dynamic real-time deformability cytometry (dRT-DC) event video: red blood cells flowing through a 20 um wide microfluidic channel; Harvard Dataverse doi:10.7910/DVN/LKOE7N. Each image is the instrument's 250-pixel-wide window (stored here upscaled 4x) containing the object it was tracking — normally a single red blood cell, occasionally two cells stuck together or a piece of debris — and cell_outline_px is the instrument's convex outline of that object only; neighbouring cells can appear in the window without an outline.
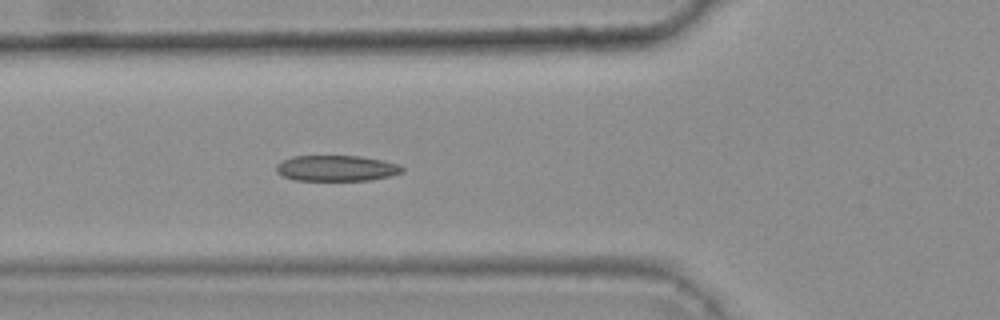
{"species": "common noctule bat (a hibernating species)", "species_latin": "Nyctalus noctula", "temperature_condition": "warm", "stored_images_in_passage": 32, "camera_frame_rate_fps": 3000, "um_per_image_px": 0.085, "animal": {"sex": "female", "body_mass_g": 25.1}, "frame": {"image": 1, "passage_image": 5, "time_ms": 1.333, "image_size_px": [1000, 320], "cell_outline_px": [[404, 172], [392, 176], [368, 180], [296, 180], [284, 176], [276, 172], [276, 164], [292, 156], [360, 156], [400, 164], [404, 168]], "centroid_in_image_um": [28.63, 14.3], "position_along_channel_um": 97.2, "area_um2": 18.9}, "authors_computed_cell_mechanics": {"area_um2": 18.6694, "velocity_mm_per_s": 3.7151, "shape_relaxation_time_tau1_ms": null, "shape_relaxation_time_tau2_ms": 2.5075, "deformation_change_tau1": null, "deformation_change_tau2": 0.09}}